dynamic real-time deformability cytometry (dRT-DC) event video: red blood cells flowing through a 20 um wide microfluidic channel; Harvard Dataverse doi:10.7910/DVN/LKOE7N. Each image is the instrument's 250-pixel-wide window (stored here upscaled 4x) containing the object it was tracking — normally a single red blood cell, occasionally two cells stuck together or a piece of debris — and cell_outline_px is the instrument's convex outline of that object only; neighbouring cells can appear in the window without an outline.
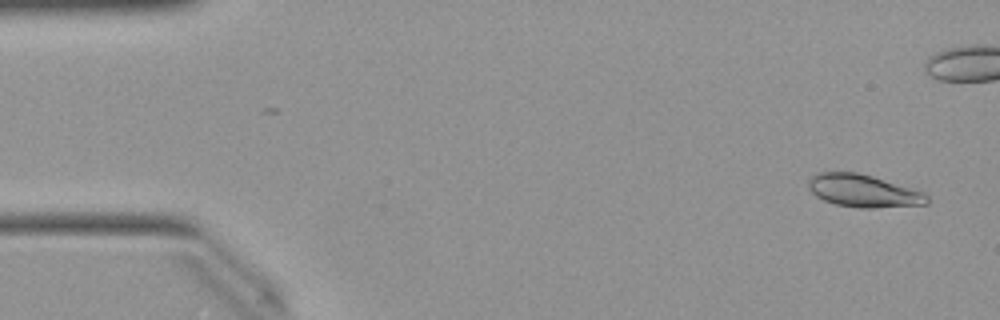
{"species": "Egyptian fruit bat (a non-hibernating species)", "species_latin": "Rousettus aegyptiacus", "temperature_condition": "warm", "stored_images_in_passage": 52, "camera_frame_rate_fps": 3000, "um_per_image_px": 0.085, "animal": {"sex": "female"}, "frame": {"image": 1, "passage_image": 3, "time_ms": 0.667, "image_size_px": [1000, 320], "cell_outline_px": [[928, 204], [872, 208], [860, 208], [836, 204], [824, 200], [816, 196], [808, 188], [808, 180], [816, 172], [856, 172], [872, 176], [924, 192], [928, 196]], "centroid_in_image_um": [73.36, 16.22], "position_along_channel_um": 11.6, "area_um2": 22.43}}
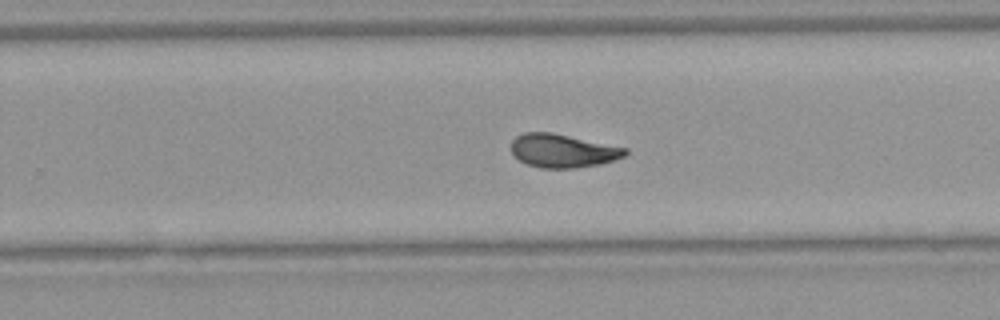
{"frame": {"image": 2, "passage_image": 32, "time_ms": 10.333, "image_size_px": [1000, 320], "cell_outline_px": [[628, 152], [624, 156], [616, 160], [600, 164], [576, 168], [540, 168], [528, 164], [512, 156], [512, 140], [516, 136], [524, 132], [552, 132], [628, 148]], "centroid_in_image_um": [47.84, 12.81], "position_along_channel_um": 282.0, "area_um2": 22.37}}
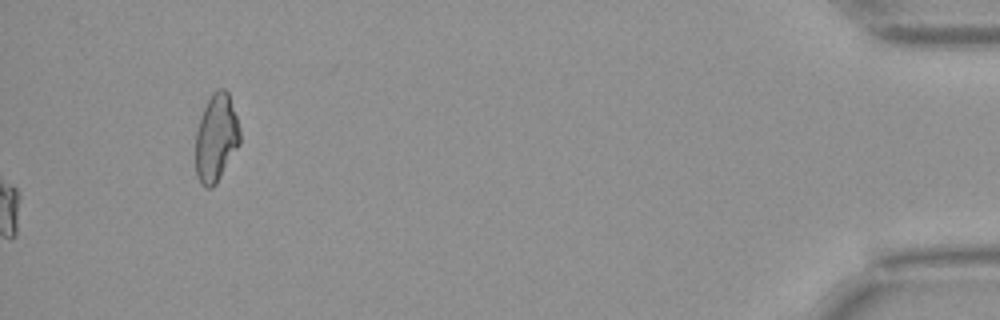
{"frame": {"image": 3, "passage_image": 52, "time_ms": 17.0, "image_size_px": [1000, 320], "cell_outline_px": [[240, 144], [216, 184], [212, 188], [204, 188], [200, 184], [196, 176], [196, 132], [204, 108], [212, 92], [216, 88], [224, 88], [228, 92], [236, 116], [240, 132]], "centroid_in_image_um": [18.37, 11.75], "position_along_channel_um": 416.8, "area_um2": 22.66}, "authors_computed_cell_mechanics": {"area_um2": 22.3108, "velocity_mm_per_s": 4.0227, "shape_relaxation_time_tau1_ms": 6.4011, "shape_relaxation_time_tau2_ms": 2.3281, "deformation_change_tau1": 0.1745, "deformation_change_tau2": 0.0568}}